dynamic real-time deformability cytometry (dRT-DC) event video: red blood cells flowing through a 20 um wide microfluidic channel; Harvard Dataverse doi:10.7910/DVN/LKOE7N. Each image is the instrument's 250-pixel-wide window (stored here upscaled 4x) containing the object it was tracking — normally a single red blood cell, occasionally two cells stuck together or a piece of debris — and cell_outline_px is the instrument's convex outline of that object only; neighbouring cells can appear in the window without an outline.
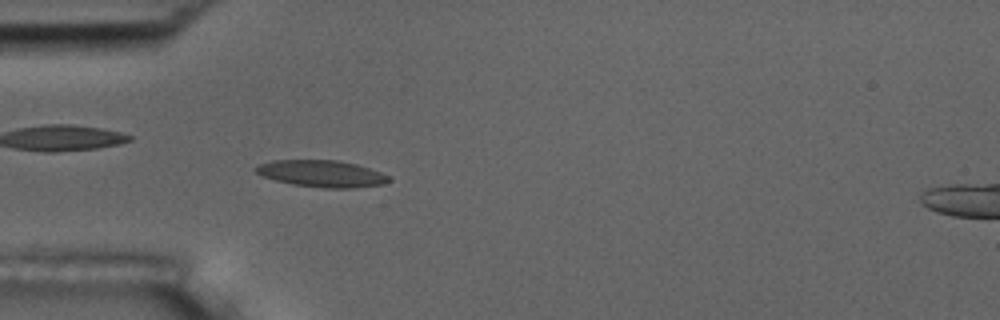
{"species": "common noctule bat (a hibernating species)", "species_latin": "Nyctalus noctula", "temperature_condition": "room temperature", "stored_images_in_passage": 3, "camera_frame_rate_fps": 3000, "um_per_image_px": 0.085, "animal": {"sex": "male", "body_mass_g": 17.5, "forearm_length_mm": 52.3}, "frame": {"image": 1, "passage_image": 3, "time_ms": 2.333, "image_size_px": [1000, 320], "cell_outline_px": [[392, 180], [384, 184], [356, 188], [324, 188], [292, 184], [276, 180], [264, 176], [256, 172], [252, 168], [260, 164], [272, 160], [336, 160], [356, 164], [380, 172], [388, 176]], "centroid_in_image_um": [27.35, 14.76], "position_along_channel_um": 57.6, "area_um2": 20.69}}